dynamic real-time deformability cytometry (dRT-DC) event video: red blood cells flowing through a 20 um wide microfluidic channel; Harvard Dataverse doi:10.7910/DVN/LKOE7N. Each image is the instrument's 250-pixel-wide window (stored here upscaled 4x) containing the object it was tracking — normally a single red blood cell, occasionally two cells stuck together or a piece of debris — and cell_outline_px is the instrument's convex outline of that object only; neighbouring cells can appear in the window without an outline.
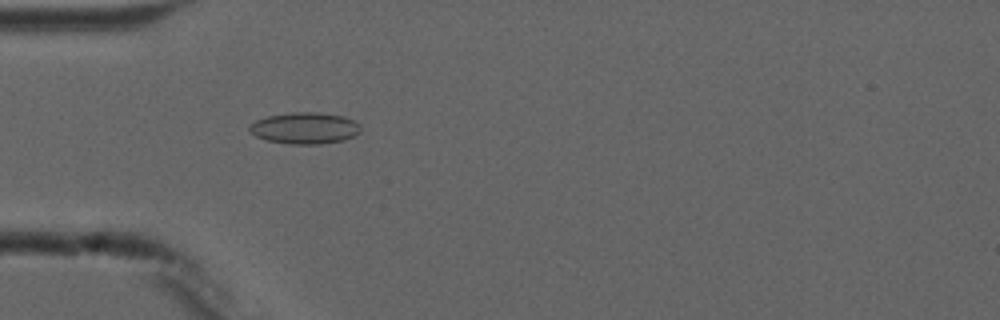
{"species": "common noctule bat (a hibernating species)", "species_latin": "Nyctalus noctula", "temperature_condition": "cold", "stored_images_in_passage": 3, "camera_frame_rate_fps": 3000, "um_per_image_px": 0.085, "animal": {"sex": "male", "forearm_length_mm": 52.5}, "frame": {"image": 1, "passage_image": 3, "time_ms": 2.667, "image_size_px": [1000, 320], "cell_outline_px": [[360, 132], [356, 136], [344, 140], [320, 144], [288, 144], [268, 140], [256, 136], [248, 128], [256, 120], [268, 116], [292, 112], [316, 112], [344, 116], [360, 124]], "centroid_in_image_um": [25.95, 10.89], "position_along_channel_um": 59.1, "area_um2": 20.35}}